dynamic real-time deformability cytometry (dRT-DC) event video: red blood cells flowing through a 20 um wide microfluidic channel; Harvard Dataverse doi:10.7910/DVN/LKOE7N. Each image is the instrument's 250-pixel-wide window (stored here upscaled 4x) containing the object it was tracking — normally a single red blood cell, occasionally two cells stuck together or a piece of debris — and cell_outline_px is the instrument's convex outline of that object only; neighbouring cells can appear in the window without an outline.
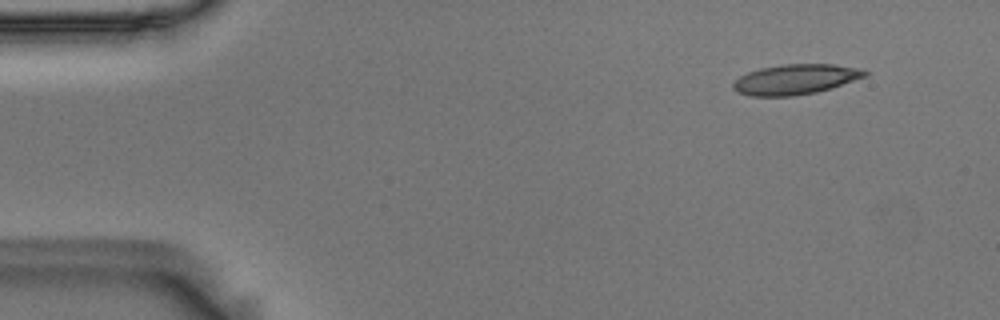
{"species": "Egyptian fruit bat (a non-hibernating species)", "species_latin": "Rousettus aegyptiacus", "temperature_condition": "room temperature", "stored_images_in_passage": 51, "camera_frame_rate_fps": 3000, "um_per_image_px": 0.085, "animal": {"sex": "male"}, "frame": {"image": 1, "passage_image": 1, "time_ms": 0.0, "image_size_px": [1000, 320], "cell_outline_px": [[868, 76], [832, 88], [816, 92], [792, 96], [752, 96], [736, 92], [732, 88], [732, 84], [740, 76], [748, 72], [760, 68], [784, 64], [832, 64], [860, 68], [868, 72]], "centroid_in_image_um": [67.63, 6.74], "position_along_channel_um": 17.4, "area_um2": 23.24}}
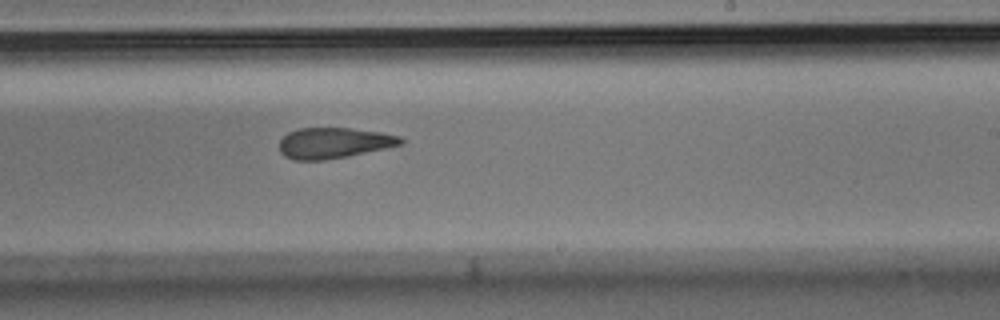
{"frame": {"image": 2, "passage_image": 29, "time_ms": 9.333, "image_size_px": [1000, 320], "cell_outline_px": [[404, 144], [348, 156], [324, 160], [292, 160], [284, 156], [280, 152], [280, 140], [288, 132], [300, 128], [348, 128], [380, 132], [400, 136], [404, 140]], "centroid_in_image_um": [28.37, 12.15], "position_along_channel_um": 260.6, "area_um2": 21.73}}
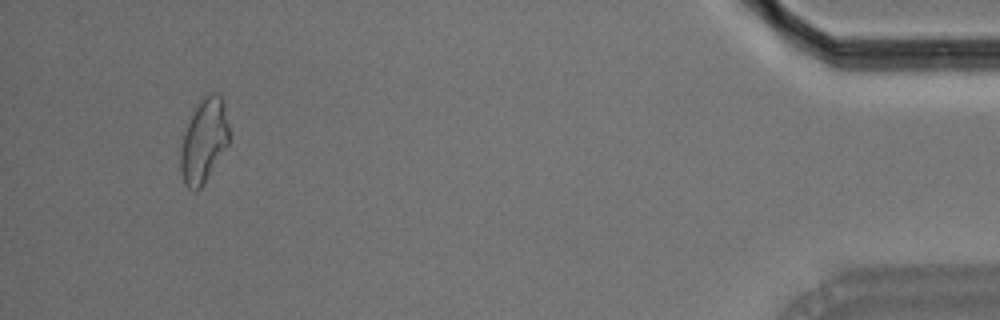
{"frame": {"image": 3, "passage_image": 48, "time_ms": 15.667, "image_size_px": [1000, 320], "cell_outline_px": [[228, 144], [204, 184], [196, 192], [192, 192], [184, 184], [180, 168], [180, 148], [184, 132], [200, 100], [208, 92], [216, 92], [220, 96], [224, 104], [228, 124]], "centroid_in_image_um": [17.31, 12.0], "position_along_channel_um": 417.9, "area_um2": 23.58}, "authors_computed_cell_mechanics": {"area_um2": 22.8888, "velocity_mm_per_s": 3.6085, "shape_relaxation_time_tau1_ms": 5.6347, "shape_relaxation_time_tau2_ms": 3.043, "deformation_change_tau1": 0.1701, "deformation_change_tau2": 0.127}}